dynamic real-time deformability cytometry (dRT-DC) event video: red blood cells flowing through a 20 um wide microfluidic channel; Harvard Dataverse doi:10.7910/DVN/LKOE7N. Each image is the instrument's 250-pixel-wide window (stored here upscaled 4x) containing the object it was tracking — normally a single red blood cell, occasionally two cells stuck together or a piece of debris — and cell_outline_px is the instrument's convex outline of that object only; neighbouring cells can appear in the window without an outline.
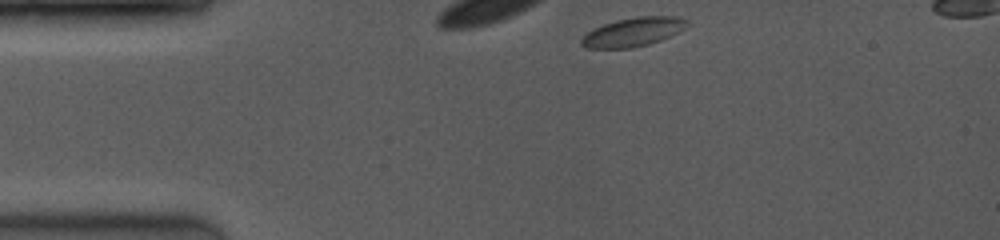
{"species": "common noctule bat (a hibernating species)", "species_latin": "Nyctalus noctula", "temperature_condition": "room temperature", "stored_images_in_passage": 8, "camera_frame_rate_fps": 4000, "um_per_image_px": 0.085, "animal": {"sex": "female", "body_mass_g": 19.0, "forearm_length_mm": 53.3}, "frame": {"image": 1, "passage_image": 1, "time_ms": 0.0, "image_size_px": [1000, 240], "cell_outline_px": [[688, 24], [680, 32], [660, 40], [648, 44], [632, 48], [584, 48], [580, 44], [580, 40], [592, 28], [616, 20], [636, 16], [676, 16], [688, 20]], "centroid_in_image_um": [53.81, 2.71], "position_along_channel_um": 31.2, "area_um2": 17.86}}